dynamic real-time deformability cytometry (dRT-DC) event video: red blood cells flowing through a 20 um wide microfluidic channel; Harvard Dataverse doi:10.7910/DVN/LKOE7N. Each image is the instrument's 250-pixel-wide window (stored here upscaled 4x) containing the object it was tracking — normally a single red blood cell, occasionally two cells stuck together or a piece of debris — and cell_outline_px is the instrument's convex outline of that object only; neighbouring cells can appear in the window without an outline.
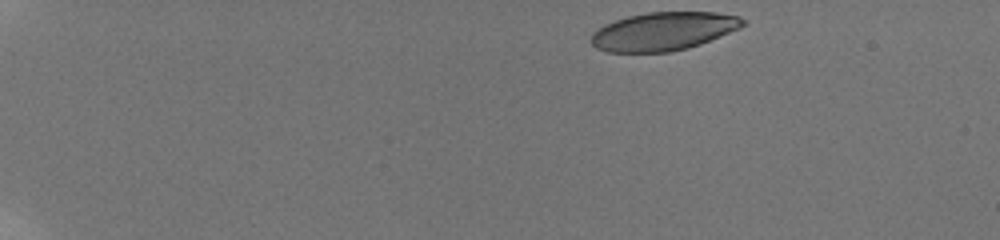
{"species": "human", "species_latin": "Homo sapiens", "temperature_condition": "room temperature", "stored_images_in_passage": 10, "camera_frame_rate_fps": 3000, "um_per_image_px": 0.085, "donor": {"sex": "male"}, "frame": {"image": 1, "passage_image": 1, "time_ms": 0.0, "image_size_px": [1000, 240], "cell_outline_px": [[744, 24], [720, 36], [700, 44], [688, 48], [668, 52], [608, 52], [596, 48], [588, 40], [592, 32], [596, 28], [604, 24], [628, 16], [648, 12], [716, 12], [740, 16], [744, 20]], "centroid_in_image_um": [56.31, 2.66], "position_along_channel_um": 28.7, "area_um2": 33.87}}
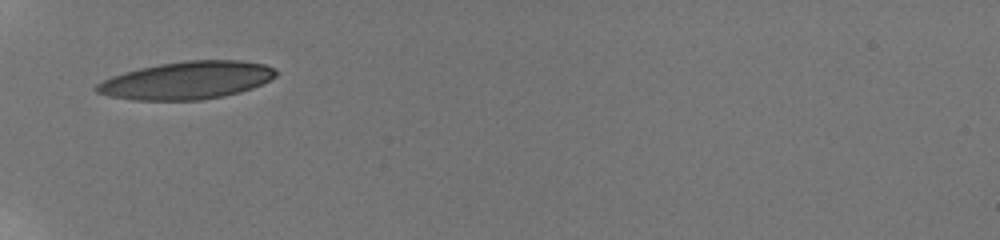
{"frame": {"image": 2, "passage_image": 7, "time_ms": 4.333, "image_size_px": [1000, 240], "cell_outline_px": [[280, 72], [276, 76], [252, 88], [240, 92], [224, 96], [200, 100], [132, 100], [108, 96], [96, 92], [92, 88], [96, 84], [112, 76], [124, 72], [140, 68], [160, 64], [188, 60], [240, 60], [264, 64], [276, 68]], "centroid_in_image_um": [15.88, 6.83], "position_along_channel_um": 69.1, "area_um2": 39.54}}